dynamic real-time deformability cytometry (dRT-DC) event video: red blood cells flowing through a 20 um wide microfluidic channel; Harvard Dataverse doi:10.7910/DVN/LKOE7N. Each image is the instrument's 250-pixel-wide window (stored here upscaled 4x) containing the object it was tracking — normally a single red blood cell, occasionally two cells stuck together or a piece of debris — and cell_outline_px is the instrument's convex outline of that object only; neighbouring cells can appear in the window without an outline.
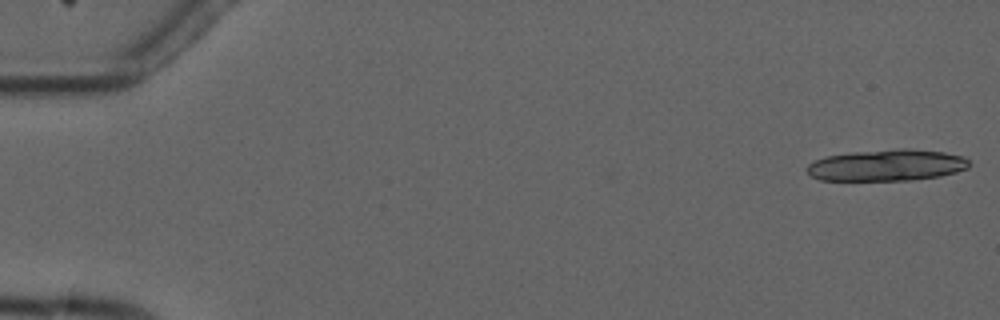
{"species": "common noctule bat (a hibernating species)", "species_latin": "Nyctalus noctula", "temperature_condition": "cold", "stored_images_in_passage": 6, "segment_of_instrument_passage": [1, 2], "camera_frame_rate_fps": 3000, "um_per_image_px": 0.085, "animal": {"sex": "male", "forearm_length_mm": 52.5}, "frame": {"image": 1, "passage_image": 1, "time_ms": 0.0, "image_size_px": [1000, 320], "cell_outline_px": [[968, 168], [956, 172], [940, 176], [912, 180], [820, 180], [812, 176], [804, 168], [812, 160], [828, 156], [852, 152], [896, 148], [908, 148], [944, 152], [964, 156], [968, 160]], "centroid_in_image_um": [75.37, 14.03], "position_along_channel_um": 9.6, "area_um2": 29.94}}